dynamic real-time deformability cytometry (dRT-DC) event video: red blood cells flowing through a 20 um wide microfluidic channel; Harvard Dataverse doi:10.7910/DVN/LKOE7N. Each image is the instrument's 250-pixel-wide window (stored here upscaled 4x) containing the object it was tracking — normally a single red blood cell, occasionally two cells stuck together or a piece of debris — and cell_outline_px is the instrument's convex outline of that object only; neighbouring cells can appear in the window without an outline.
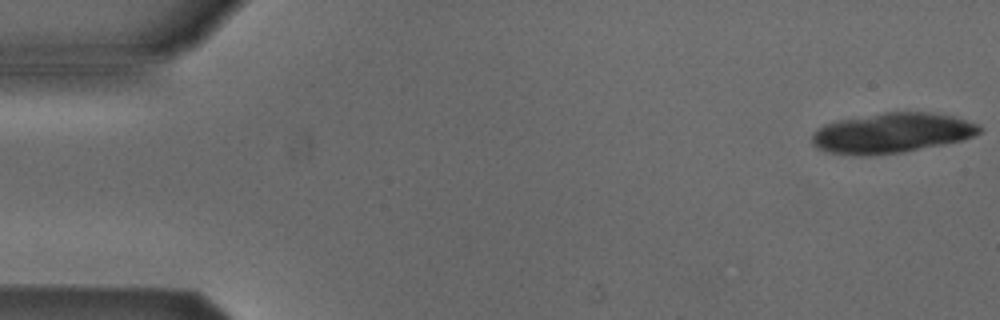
{"species": "Egyptian fruit bat (a non-hibernating species)", "species_latin": "Rousettus aegyptiacus", "temperature_condition": "cold", "stored_images_in_passage": 6, "camera_frame_rate_fps": 3000, "um_per_image_px": 0.085, "animal": {"sex": "male"}, "frame": {"image": 1, "passage_image": 1, "time_ms": 0.0, "image_size_px": [1000, 320], "cell_outline_px": [[984, 128], [980, 132], [964, 140], [944, 144], [900, 152], [868, 156], [856, 156], [828, 152], [816, 148], [812, 144], [812, 136], [824, 124], [836, 120], [884, 112], [928, 112], [952, 116], [980, 124]], "centroid_in_image_um": [75.8, 11.31], "position_along_channel_um": 9.2, "area_um2": 39.19}}